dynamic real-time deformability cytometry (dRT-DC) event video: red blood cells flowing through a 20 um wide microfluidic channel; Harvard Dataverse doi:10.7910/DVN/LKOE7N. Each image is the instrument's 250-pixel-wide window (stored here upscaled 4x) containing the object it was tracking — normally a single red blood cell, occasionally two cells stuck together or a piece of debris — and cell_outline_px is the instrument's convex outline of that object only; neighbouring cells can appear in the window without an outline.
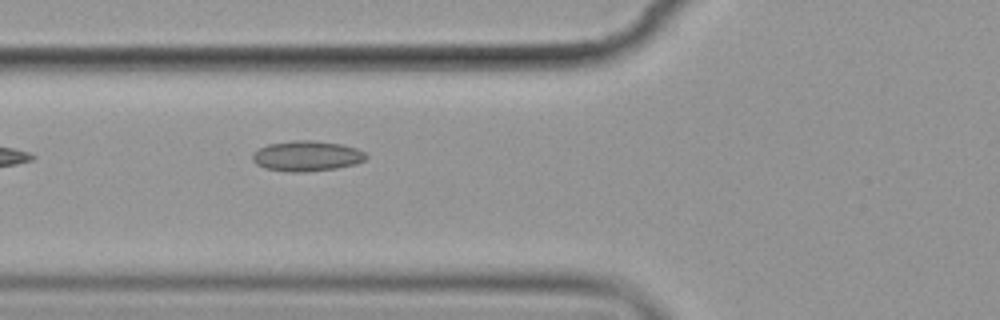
{"species": "common noctule bat (a hibernating species)", "species_latin": "Nyctalus noctula", "temperature_condition": "cold", "stored_images_in_passage": 6, "camera_frame_rate_fps": 3000, "um_per_image_px": 0.085, "animal": {"sex": "female", "body_mass_g": 19.9}, "frame": {"image": 1, "passage_image": 6, "time_ms": 6.667, "image_size_px": [1000, 320], "cell_outline_px": [[368, 156], [364, 160], [356, 164], [336, 168], [304, 172], [288, 172], [264, 168], [256, 164], [252, 160], [252, 152], [268, 144], [292, 140], [312, 140], [340, 144], [356, 148], [364, 152]], "centroid_in_image_um": [26.05, 13.26], "position_along_channel_um": 99.8, "area_um2": 20.17}}